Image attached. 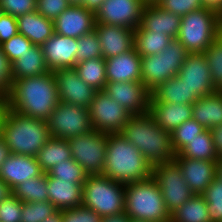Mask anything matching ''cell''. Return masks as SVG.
Here are the masks:
<instances>
[{"mask_svg":"<svg viewBox=\"0 0 222 222\" xmlns=\"http://www.w3.org/2000/svg\"><path fill=\"white\" fill-rule=\"evenodd\" d=\"M192 118L209 130L222 125V91L198 98L193 103Z\"/></svg>","mask_w":222,"mask_h":222,"instance_id":"27","label":"cell"},{"mask_svg":"<svg viewBox=\"0 0 222 222\" xmlns=\"http://www.w3.org/2000/svg\"><path fill=\"white\" fill-rule=\"evenodd\" d=\"M217 177H219L222 180V158L219 159L218 161V175Z\"/></svg>","mask_w":222,"mask_h":222,"instance_id":"57","label":"cell"},{"mask_svg":"<svg viewBox=\"0 0 222 222\" xmlns=\"http://www.w3.org/2000/svg\"><path fill=\"white\" fill-rule=\"evenodd\" d=\"M186 184L195 195H202L218 175V161L174 158Z\"/></svg>","mask_w":222,"mask_h":222,"instance_id":"17","label":"cell"},{"mask_svg":"<svg viewBox=\"0 0 222 222\" xmlns=\"http://www.w3.org/2000/svg\"><path fill=\"white\" fill-rule=\"evenodd\" d=\"M130 219L131 218L123 212L117 215L105 216L101 222H130Z\"/></svg>","mask_w":222,"mask_h":222,"instance_id":"53","label":"cell"},{"mask_svg":"<svg viewBox=\"0 0 222 222\" xmlns=\"http://www.w3.org/2000/svg\"><path fill=\"white\" fill-rule=\"evenodd\" d=\"M18 34L17 19L6 13L0 15V45Z\"/></svg>","mask_w":222,"mask_h":222,"instance_id":"49","label":"cell"},{"mask_svg":"<svg viewBox=\"0 0 222 222\" xmlns=\"http://www.w3.org/2000/svg\"><path fill=\"white\" fill-rule=\"evenodd\" d=\"M204 54L210 68L213 85L217 91H222V32L205 50Z\"/></svg>","mask_w":222,"mask_h":222,"instance_id":"37","label":"cell"},{"mask_svg":"<svg viewBox=\"0 0 222 222\" xmlns=\"http://www.w3.org/2000/svg\"><path fill=\"white\" fill-rule=\"evenodd\" d=\"M70 5L82 6L83 0H68Z\"/></svg>","mask_w":222,"mask_h":222,"instance_id":"58","label":"cell"},{"mask_svg":"<svg viewBox=\"0 0 222 222\" xmlns=\"http://www.w3.org/2000/svg\"><path fill=\"white\" fill-rule=\"evenodd\" d=\"M124 212L133 220L170 222L161 190L152 177L126 184Z\"/></svg>","mask_w":222,"mask_h":222,"instance_id":"5","label":"cell"},{"mask_svg":"<svg viewBox=\"0 0 222 222\" xmlns=\"http://www.w3.org/2000/svg\"><path fill=\"white\" fill-rule=\"evenodd\" d=\"M171 40L172 38L166 34L152 33L140 25L134 30V47L141 57L160 54Z\"/></svg>","mask_w":222,"mask_h":222,"instance_id":"32","label":"cell"},{"mask_svg":"<svg viewBox=\"0 0 222 222\" xmlns=\"http://www.w3.org/2000/svg\"><path fill=\"white\" fill-rule=\"evenodd\" d=\"M198 98L177 76L171 77L151 92V99L161 103L193 105Z\"/></svg>","mask_w":222,"mask_h":222,"instance_id":"29","label":"cell"},{"mask_svg":"<svg viewBox=\"0 0 222 222\" xmlns=\"http://www.w3.org/2000/svg\"><path fill=\"white\" fill-rule=\"evenodd\" d=\"M103 58H112L134 48V29L108 24H96Z\"/></svg>","mask_w":222,"mask_h":222,"instance_id":"20","label":"cell"},{"mask_svg":"<svg viewBox=\"0 0 222 222\" xmlns=\"http://www.w3.org/2000/svg\"><path fill=\"white\" fill-rule=\"evenodd\" d=\"M42 47L33 45L12 63V79H22L24 77L42 76L49 73Z\"/></svg>","mask_w":222,"mask_h":222,"instance_id":"28","label":"cell"},{"mask_svg":"<svg viewBox=\"0 0 222 222\" xmlns=\"http://www.w3.org/2000/svg\"><path fill=\"white\" fill-rule=\"evenodd\" d=\"M12 84V64L0 46V98H5Z\"/></svg>","mask_w":222,"mask_h":222,"instance_id":"48","label":"cell"},{"mask_svg":"<svg viewBox=\"0 0 222 222\" xmlns=\"http://www.w3.org/2000/svg\"><path fill=\"white\" fill-rule=\"evenodd\" d=\"M4 108H5V100L3 98H0V119Z\"/></svg>","mask_w":222,"mask_h":222,"instance_id":"59","label":"cell"},{"mask_svg":"<svg viewBox=\"0 0 222 222\" xmlns=\"http://www.w3.org/2000/svg\"><path fill=\"white\" fill-rule=\"evenodd\" d=\"M22 201L13 194L0 203V222H20Z\"/></svg>","mask_w":222,"mask_h":222,"instance_id":"45","label":"cell"},{"mask_svg":"<svg viewBox=\"0 0 222 222\" xmlns=\"http://www.w3.org/2000/svg\"><path fill=\"white\" fill-rule=\"evenodd\" d=\"M12 194L10 187L0 178V203Z\"/></svg>","mask_w":222,"mask_h":222,"instance_id":"55","label":"cell"},{"mask_svg":"<svg viewBox=\"0 0 222 222\" xmlns=\"http://www.w3.org/2000/svg\"><path fill=\"white\" fill-rule=\"evenodd\" d=\"M50 137L68 140L91 131L92 125L87 108L59 101L46 120Z\"/></svg>","mask_w":222,"mask_h":222,"instance_id":"10","label":"cell"},{"mask_svg":"<svg viewBox=\"0 0 222 222\" xmlns=\"http://www.w3.org/2000/svg\"><path fill=\"white\" fill-rule=\"evenodd\" d=\"M152 178L158 184L170 214L195 195L186 184L181 168L174 160L154 165Z\"/></svg>","mask_w":222,"mask_h":222,"instance_id":"11","label":"cell"},{"mask_svg":"<svg viewBox=\"0 0 222 222\" xmlns=\"http://www.w3.org/2000/svg\"><path fill=\"white\" fill-rule=\"evenodd\" d=\"M0 136L12 154L35 157L50 133L46 120L25 116L5 106L0 119Z\"/></svg>","mask_w":222,"mask_h":222,"instance_id":"3","label":"cell"},{"mask_svg":"<svg viewBox=\"0 0 222 222\" xmlns=\"http://www.w3.org/2000/svg\"><path fill=\"white\" fill-rule=\"evenodd\" d=\"M77 38H70L54 33L41 47L47 68L56 69L74 68L75 55L78 49Z\"/></svg>","mask_w":222,"mask_h":222,"instance_id":"19","label":"cell"},{"mask_svg":"<svg viewBox=\"0 0 222 222\" xmlns=\"http://www.w3.org/2000/svg\"><path fill=\"white\" fill-rule=\"evenodd\" d=\"M146 3L156 2L157 0H144Z\"/></svg>","mask_w":222,"mask_h":222,"instance_id":"60","label":"cell"},{"mask_svg":"<svg viewBox=\"0 0 222 222\" xmlns=\"http://www.w3.org/2000/svg\"><path fill=\"white\" fill-rule=\"evenodd\" d=\"M188 51L176 39H172L160 54L141 57V82L152 92L160 84L176 76L186 60Z\"/></svg>","mask_w":222,"mask_h":222,"instance_id":"8","label":"cell"},{"mask_svg":"<svg viewBox=\"0 0 222 222\" xmlns=\"http://www.w3.org/2000/svg\"><path fill=\"white\" fill-rule=\"evenodd\" d=\"M202 195L206 200L211 222H222V180L216 177Z\"/></svg>","mask_w":222,"mask_h":222,"instance_id":"40","label":"cell"},{"mask_svg":"<svg viewBox=\"0 0 222 222\" xmlns=\"http://www.w3.org/2000/svg\"><path fill=\"white\" fill-rule=\"evenodd\" d=\"M181 16L163 10L155 2L146 3L140 26L152 33H163L176 39L180 30Z\"/></svg>","mask_w":222,"mask_h":222,"instance_id":"22","label":"cell"},{"mask_svg":"<svg viewBox=\"0 0 222 222\" xmlns=\"http://www.w3.org/2000/svg\"><path fill=\"white\" fill-rule=\"evenodd\" d=\"M130 222H145V221H140V220H133V219H130Z\"/></svg>","mask_w":222,"mask_h":222,"instance_id":"61","label":"cell"},{"mask_svg":"<svg viewBox=\"0 0 222 222\" xmlns=\"http://www.w3.org/2000/svg\"><path fill=\"white\" fill-rule=\"evenodd\" d=\"M104 1L105 0H83L82 6L96 15Z\"/></svg>","mask_w":222,"mask_h":222,"instance_id":"51","label":"cell"},{"mask_svg":"<svg viewBox=\"0 0 222 222\" xmlns=\"http://www.w3.org/2000/svg\"><path fill=\"white\" fill-rule=\"evenodd\" d=\"M59 211L61 212L62 222H101L103 218L83 204Z\"/></svg>","mask_w":222,"mask_h":222,"instance_id":"43","label":"cell"},{"mask_svg":"<svg viewBox=\"0 0 222 222\" xmlns=\"http://www.w3.org/2000/svg\"><path fill=\"white\" fill-rule=\"evenodd\" d=\"M5 106L25 116L47 120L59 103L55 77L50 71L42 76L12 79Z\"/></svg>","mask_w":222,"mask_h":222,"instance_id":"1","label":"cell"},{"mask_svg":"<svg viewBox=\"0 0 222 222\" xmlns=\"http://www.w3.org/2000/svg\"><path fill=\"white\" fill-rule=\"evenodd\" d=\"M74 69L86 84L97 91L105 89L107 79L105 59L103 57L79 62L74 66Z\"/></svg>","mask_w":222,"mask_h":222,"instance_id":"34","label":"cell"},{"mask_svg":"<svg viewBox=\"0 0 222 222\" xmlns=\"http://www.w3.org/2000/svg\"><path fill=\"white\" fill-rule=\"evenodd\" d=\"M126 185L102 174L88 175L83 184L82 204L100 216L117 215L125 209Z\"/></svg>","mask_w":222,"mask_h":222,"instance_id":"7","label":"cell"},{"mask_svg":"<svg viewBox=\"0 0 222 222\" xmlns=\"http://www.w3.org/2000/svg\"><path fill=\"white\" fill-rule=\"evenodd\" d=\"M78 49L75 55V65L79 62L92 58H102L101 44L96 30L77 38Z\"/></svg>","mask_w":222,"mask_h":222,"instance_id":"39","label":"cell"},{"mask_svg":"<svg viewBox=\"0 0 222 222\" xmlns=\"http://www.w3.org/2000/svg\"><path fill=\"white\" fill-rule=\"evenodd\" d=\"M153 166L120 133H109L102 175L128 184L152 177Z\"/></svg>","mask_w":222,"mask_h":222,"instance_id":"4","label":"cell"},{"mask_svg":"<svg viewBox=\"0 0 222 222\" xmlns=\"http://www.w3.org/2000/svg\"><path fill=\"white\" fill-rule=\"evenodd\" d=\"M42 222H62L61 212L58 210L54 215L45 218Z\"/></svg>","mask_w":222,"mask_h":222,"instance_id":"56","label":"cell"},{"mask_svg":"<svg viewBox=\"0 0 222 222\" xmlns=\"http://www.w3.org/2000/svg\"><path fill=\"white\" fill-rule=\"evenodd\" d=\"M108 134L92 129L68 139L72 158L87 175L102 174L105 165Z\"/></svg>","mask_w":222,"mask_h":222,"instance_id":"9","label":"cell"},{"mask_svg":"<svg viewBox=\"0 0 222 222\" xmlns=\"http://www.w3.org/2000/svg\"><path fill=\"white\" fill-rule=\"evenodd\" d=\"M88 111L92 128L107 134L120 133L132 116L104 90L97 91Z\"/></svg>","mask_w":222,"mask_h":222,"instance_id":"12","label":"cell"},{"mask_svg":"<svg viewBox=\"0 0 222 222\" xmlns=\"http://www.w3.org/2000/svg\"><path fill=\"white\" fill-rule=\"evenodd\" d=\"M48 201L58 210L82 205L83 184L47 177Z\"/></svg>","mask_w":222,"mask_h":222,"instance_id":"25","label":"cell"},{"mask_svg":"<svg viewBox=\"0 0 222 222\" xmlns=\"http://www.w3.org/2000/svg\"><path fill=\"white\" fill-rule=\"evenodd\" d=\"M120 134L138 148L152 166L173 161L176 156L171 133L158 126L149 112L132 115Z\"/></svg>","mask_w":222,"mask_h":222,"instance_id":"2","label":"cell"},{"mask_svg":"<svg viewBox=\"0 0 222 222\" xmlns=\"http://www.w3.org/2000/svg\"><path fill=\"white\" fill-rule=\"evenodd\" d=\"M144 0H105L96 13V24L136 29L141 22Z\"/></svg>","mask_w":222,"mask_h":222,"instance_id":"13","label":"cell"},{"mask_svg":"<svg viewBox=\"0 0 222 222\" xmlns=\"http://www.w3.org/2000/svg\"><path fill=\"white\" fill-rule=\"evenodd\" d=\"M58 89V99L63 103L89 108L97 90L86 84L74 68L52 71Z\"/></svg>","mask_w":222,"mask_h":222,"instance_id":"15","label":"cell"},{"mask_svg":"<svg viewBox=\"0 0 222 222\" xmlns=\"http://www.w3.org/2000/svg\"><path fill=\"white\" fill-rule=\"evenodd\" d=\"M44 172L36 157L11 154L0 167V178L13 190L16 186Z\"/></svg>","mask_w":222,"mask_h":222,"instance_id":"21","label":"cell"},{"mask_svg":"<svg viewBox=\"0 0 222 222\" xmlns=\"http://www.w3.org/2000/svg\"><path fill=\"white\" fill-rule=\"evenodd\" d=\"M55 33L70 37L79 38L95 29V14L83 6L70 5L54 21Z\"/></svg>","mask_w":222,"mask_h":222,"instance_id":"18","label":"cell"},{"mask_svg":"<svg viewBox=\"0 0 222 222\" xmlns=\"http://www.w3.org/2000/svg\"><path fill=\"white\" fill-rule=\"evenodd\" d=\"M206 128L199 124L195 119H190L183 122L171 133V143L173 150L178 154L187 144Z\"/></svg>","mask_w":222,"mask_h":222,"instance_id":"36","label":"cell"},{"mask_svg":"<svg viewBox=\"0 0 222 222\" xmlns=\"http://www.w3.org/2000/svg\"><path fill=\"white\" fill-rule=\"evenodd\" d=\"M107 82L141 81V56L135 47L105 59Z\"/></svg>","mask_w":222,"mask_h":222,"instance_id":"23","label":"cell"},{"mask_svg":"<svg viewBox=\"0 0 222 222\" xmlns=\"http://www.w3.org/2000/svg\"><path fill=\"white\" fill-rule=\"evenodd\" d=\"M222 32V15L202 7L181 17L177 39L188 53H204Z\"/></svg>","mask_w":222,"mask_h":222,"instance_id":"6","label":"cell"},{"mask_svg":"<svg viewBox=\"0 0 222 222\" xmlns=\"http://www.w3.org/2000/svg\"><path fill=\"white\" fill-rule=\"evenodd\" d=\"M10 148L7 146L3 138L0 136V167L6 161V159L11 155Z\"/></svg>","mask_w":222,"mask_h":222,"instance_id":"52","label":"cell"},{"mask_svg":"<svg viewBox=\"0 0 222 222\" xmlns=\"http://www.w3.org/2000/svg\"><path fill=\"white\" fill-rule=\"evenodd\" d=\"M35 157L42 171L47 173L55 165L72 158L68 140L50 137Z\"/></svg>","mask_w":222,"mask_h":222,"instance_id":"30","label":"cell"},{"mask_svg":"<svg viewBox=\"0 0 222 222\" xmlns=\"http://www.w3.org/2000/svg\"><path fill=\"white\" fill-rule=\"evenodd\" d=\"M70 6L68 0H37L36 11L54 21Z\"/></svg>","mask_w":222,"mask_h":222,"instance_id":"47","label":"cell"},{"mask_svg":"<svg viewBox=\"0 0 222 222\" xmlns=\"http://www.w3.org/2000/svg\"><path fill=\"white\" fill-rule=\"evenodd\" d=\"M57 211L58 209L48 200L44 202H22L20 222H42Z\"/></svg>","mask_w":222,"mask_h":222,"instance_id":"41","label":"cell"},{"mask_svg":"<svg viewBox=\"0 0 222 222\" xmlns=\"http://www.w3.org/2000/svg\"><path fill=\"white\" fill-rule=\"evenodd\" d=\"M87 176L84 169L73 158L65 160L59 163V165H55L47 172V177H54L69 181L70 183L79 184H84Z\"/></svg>","mask_w":222,"mask_h":222,"instance_id":"38","label":"cell"},{"mask_svg":"<svg viewBox=\"0 0 222 222\" xmlns=\"http://www.w3.org/2000/svg\"><path fill=\"white\" fill-rule=\"evenodd\" d=\"M33 45L34 44L24 35L18 33L0 46L2 47L3 53L7 56L9 62L12 64Z\"/></svg>","mask_w":222,"mask_h":222,"instance_id":"42","label":"cell"},{"mask_svg":"<svg viewBox=\"0 0 222 222\" xmlns=\"http://www.w3.org/2000/svg\"><path fill=\"white\" fill-rule=\"evenodd\" d=\"M16 19L18 33L24 35L34 45L42 46L55 33L53 21L37 11L26 13Z\"/></svg>","mask_w":222,"mask_h":222,"instance_id":"26","label":"cell"},{"mask_svg":"<svg viewBox=\"0 0 222 222\" xmlns=\"http://www.w3.org/2000/svg\"><path fill=\"white\" fill-rule=\"evenodd\" d=\"M206 8L213 9L222 15V0H201Z\"/></svg>","mask_w":222,"mask_h":222,"instance_id":"54","label":"cell"},{"mask_svg":"<svg viewBox=\"0 0 222 222\" xmlns=\"http://www.w3.org/2000/svg\"><path fill=\"white\" fill-rule=\"evenodd\" d=\"M104 91L131 115L149 112L151 92L141 81L107 82Z\"/></svg>","mask_w":222,"mask_h":222,"instance_id":"14","label":"cell"},{"mask_svg":"<svg viewBox=\"0 0 222 222\" xmlns=\"http://www.w3.org/2000/svg\"><path fill=\"white\" fill-rule=\"evenodd\" d=\"M176 76L199 98L217 91L204 53H189Z\"/></svg>","mask_w":222,"mask_h":222,"instance_id":"16","label":"cell"},{"mask_svg":"<svg viewBox=\"0 0 222 222\" xmlns=\"http://www.w3.org/2000/svg\"><path fill=\"white\" fill-rule=\"evenodd\" d=\"M174 158H191L197 160L219 161L209 129L190 141Z\"/></svg>","mask_w":222,"mask_h":222,"instance_id":"33","label":"cell"},{"mask_svg":"<svg viewBox=\"0 0 222 222\" xmlns=\"http://www.w3.org/2000/svg\"><path fill=\"white\" fill-rule=\"evenodd\" d=\"M155 3L163 10L181 17L204 7L201 0H157Z\"/></svg>","mask_w":222,"mask_h":222,"instance_id":"44","label":"cell"},{"mask_svg":"<svg viewBox=\"0 0 222 222\" xmlns=\"http://www.w3.org/2000/svg\"><path fill=\"white\" fill-rule=\"evenodd\" d=\"M192 108L190 104L154 102L150 98L149 113L158 126L172 133L183 122L192 119Z\"/></svg>","mask_w":222,"mask_h":222,"instance_id":"24","label":"cell"},{"mask_svg":"<svg viewBox=\"0 0 222 222\" xmlns=\"http://www.w3.org/2000/svg\"><path fill=\"white\" fill-rule=\"evenodd\" d=\"M47 186V173H43L16 186L12 194L22 202H44L48 200Z\"/></svg>","mask_w":222,"mask_h":222,"instance_id":"35","label":"cell"},{"mask_svg":"<svg viewBox=\"0 0 222 222\" xmlns=\"http://www.w3.org/2000/svg\"><path fill=\"white\" fill-rule=\"evenodd\" d=\"M210 132L212 135L216 155L218 159H221L222 158V125H219L210 129Z\"/></svg>","mask_w":222,"mask_h":222,"instance_id":"50","label":"cell"},{"mask_svg":"<svg viewBox=\"0 0 222 222\" xmlns=\"http://www.w3.org/2000/svg\"><path fill=\"white\" fill-rule=\"evenodd\" d=\"M170 222H211L204 196H192L170 214Z\"/></svg>","mask_w":222,"mask_h":222,"instance_id":"31","label":"cell"},{"mask_svg":"<svg viewBox=\"0 0 222 222\" xmlns=\"http://www.w3.org/2000/svg\"><path fill=\"white\" fill-rule=\"evenodd\" d=\"M37 0H0L2 13L14 17L22 16L26 13L36 11Z\"/></svg>","mask_w":222,"mask_h":222,"instance_id":"46","label":"cell"}]
</instances>
